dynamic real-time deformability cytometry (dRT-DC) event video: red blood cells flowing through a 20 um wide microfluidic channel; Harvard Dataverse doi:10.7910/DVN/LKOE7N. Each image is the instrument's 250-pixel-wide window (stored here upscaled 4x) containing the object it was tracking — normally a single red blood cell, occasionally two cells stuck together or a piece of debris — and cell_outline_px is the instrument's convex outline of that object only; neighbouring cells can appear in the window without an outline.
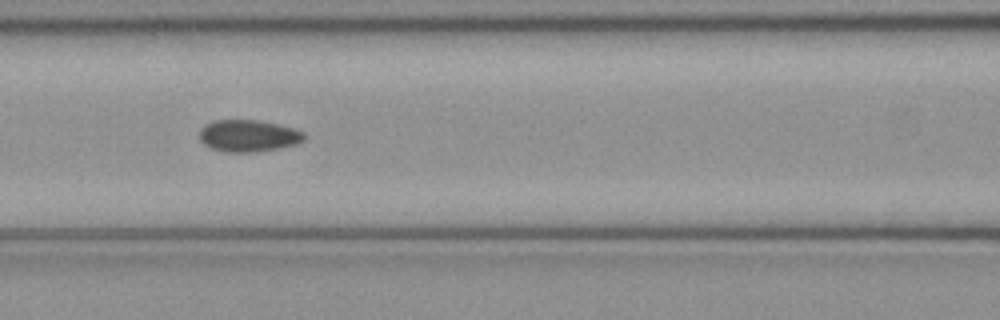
{"species": "common noctule bat (a hibernating species)", "species_latin": "Nyctalus noctula", "temperature_condition": "cold", "stored_images_in_passage": 12, "camera_frame_rate_fps": 3000, "um_per_image_px": 0.085, "animal": {"sex": "female", "body_mass_g": 21.9}, "frame": {"image": 1, "passage_image": 6, "time_ms": 1.667, "image_size_px": [1000, 320], "cell_outline_px": [[308, 136], [304, 140], [296, 144], [280, 148], [256, 152], [224, 152], [212, 148], [204, 144], [200, 140], [200, 128], [204, 124], [212, 120], [256, 120], [280, 124], [304, 132]], "centroid_in_image_um": [21.12, 11.54], "position_along_channel_um": 145.5, "area_um2": 19.71}}
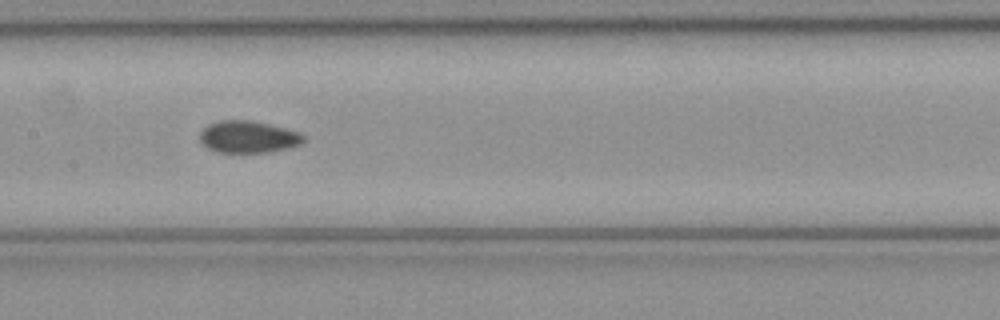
{"frame": {"image": 2, "passage_image": 9, "time_ms": 2.667, "image_size_px": [1000, 320], "cell_outline_px": [[304, 140], [300, 144], [292, 148], [268, 152], [216, 152], [200, 144], [200, 132], [208, 124], [220, 120], [248, 120], [268, 124], [300, 132], [304, 136]], "centroid_in_image_um": [21.08, 11.64], "position_along_channel_um": 186.3, "area_um2": 19.42}}